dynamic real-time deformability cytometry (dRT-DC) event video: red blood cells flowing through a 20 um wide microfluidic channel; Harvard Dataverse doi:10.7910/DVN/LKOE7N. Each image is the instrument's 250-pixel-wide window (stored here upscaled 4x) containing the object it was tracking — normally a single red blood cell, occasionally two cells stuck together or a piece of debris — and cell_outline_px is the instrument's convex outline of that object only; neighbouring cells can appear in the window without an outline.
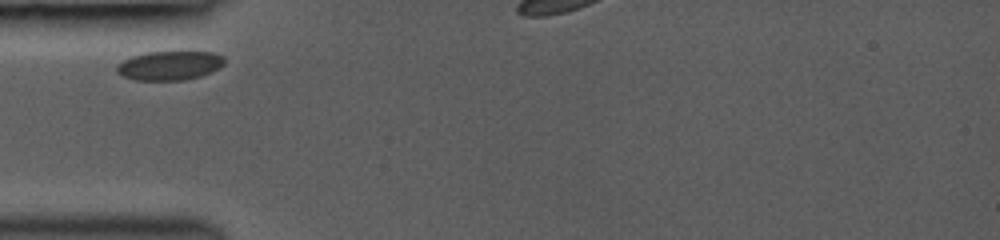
{"species": "common noctule bat (a hibernating species)", "species_latin": "Nyctalus noctula", "temperature_condition": "room temperature", "stored_images_in_passage": 6, "camera_frame_rate_fps": 3000, "um_per_image_px": 0.085, "animal": {"sex": "female", "body_mass_g": 19.0, "forearm_length_mm": 53.3}, "frame": {"image": 1, "passage_image": 1, "time_ms": 0.0, "image_size_px": [1000, 240], "cell_outline_px": [[224, 64], [220, 68], [212, 72], [200, 76], [184, 80], [136, 80], [124, 76], [116, 72], [116, 64], [132, 56], [144, 52], [212, 52], [224, 56]], "centroid_in_image_um": [14.42, 5.57], "position_along_channel_um": 70.6, "area_um2": 18.32}}
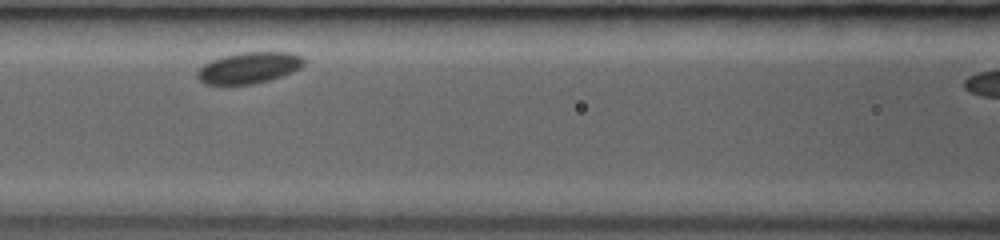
{"frame": {"image": 2, "passage_image": 4, "time_ms": 2.0, "image_size_px": [1000, 240], "cell_outline_px": [[304, 64], [300, 68], [292, 72], [268, 80], [252, 84], [204, 84], [196, 76], [196, 72], [204, 64], [212, 60], [224, 56], [240, 52], [292, 52], [300, 56], [304, 60]], "centroid_in_image_um": [21.15, 5.75], "position_along_channel_um": 145.4, "area_um2": 19.25}}